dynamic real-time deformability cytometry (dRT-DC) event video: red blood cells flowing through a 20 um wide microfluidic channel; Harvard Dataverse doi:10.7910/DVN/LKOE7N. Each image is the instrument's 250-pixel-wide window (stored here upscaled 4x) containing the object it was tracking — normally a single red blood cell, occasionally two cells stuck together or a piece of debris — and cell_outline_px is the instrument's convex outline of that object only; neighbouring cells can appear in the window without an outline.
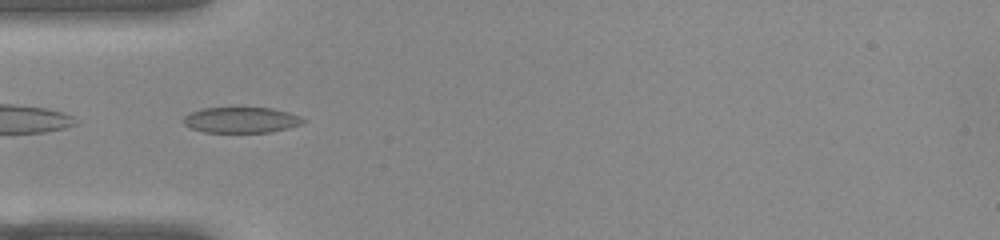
{"species": "common noctule bat (a hibernating species)", "species_latin": "Nyctalus noctula", "temperature_condition": "warm", "stored_images_in_passage": 38, "camera_frame_rate_fps": 3000, "um_per_image_px": 0.085, "animal": {"sex": "female", "body_mass_g": 22.0, "forearm_length_mm": 56.7}, "frame": {"image": 1, "passage_image": 2, "time_ms": 0.333, "image_size_px": [1000, 240], "cell_outline_px": [[308, 120], [300, 124], [288, 128], [272, 132], [204, 132], [188, 128], [184, 124], [184, 116], [192, 112], [204, 108], [272, 108], [288, 112], [300, 116]], "centroid_in_image_um": [20.51, 10.2], "position_along_channel_um": 64.5, "area_um2": 17.92}}
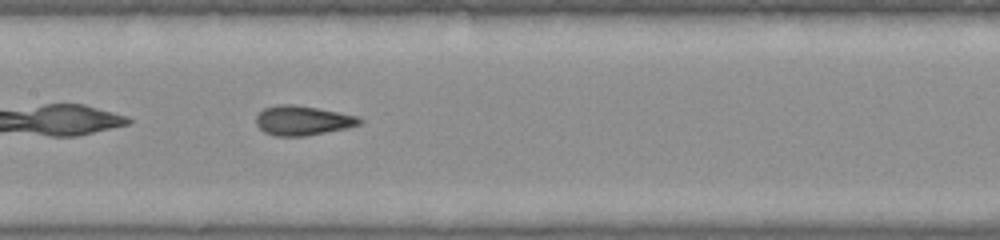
{"frame": {"image": 2, "passage_image": 11, "time_ms": 3.333, "image_size_px": [1000, 240], "cell_outline_px": [[364, 120], [360, 124], [348, 128], [304, 136], [276, 136], [264, 132], [256, 124], [256, 116], [264, 108], [280, 104], [292, 104], [316, 108], [356, 116]], "centroid_in_image_um": [25.71, 10.25], "position_along_channel_um": 181.7, "area_um2": 17.63}}
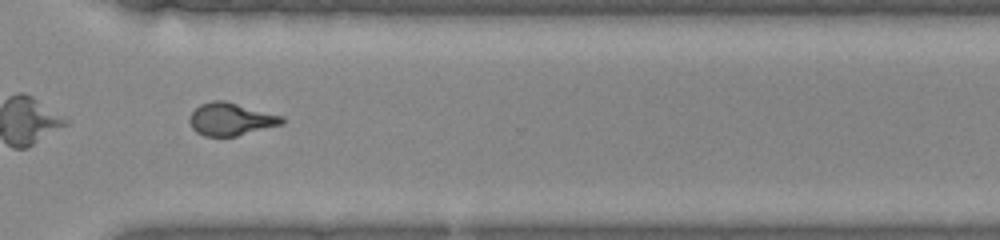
{"frame": {"image": 3, "passage_image": 24, "time_ms": 7.667, "image_size_px": [1000, 240], "cell_outline_px": [[284, 124], [236, 136], [204, 136], [196, 132], [192, 128], [188, 120], [188, 116], [200, 104], [212, 100], [224, 100], [284, 116]], "centroid_in_image_um": [19.61, 10.13], "position_along_channel_um": 351.0, "area_um2": 17.74}, "authors_computed_cell_mechanics": {"area_um2": 17.3689, "velocity_mm_per_s": 3.9006, "shape_relaxation_time_tau1_ms": 7.6562, "shape_relaxation_time_tau2_ms": 1.2143, "deformation_change_tau1": 0.1771, "deformation_change_tau2": 0.0765}}